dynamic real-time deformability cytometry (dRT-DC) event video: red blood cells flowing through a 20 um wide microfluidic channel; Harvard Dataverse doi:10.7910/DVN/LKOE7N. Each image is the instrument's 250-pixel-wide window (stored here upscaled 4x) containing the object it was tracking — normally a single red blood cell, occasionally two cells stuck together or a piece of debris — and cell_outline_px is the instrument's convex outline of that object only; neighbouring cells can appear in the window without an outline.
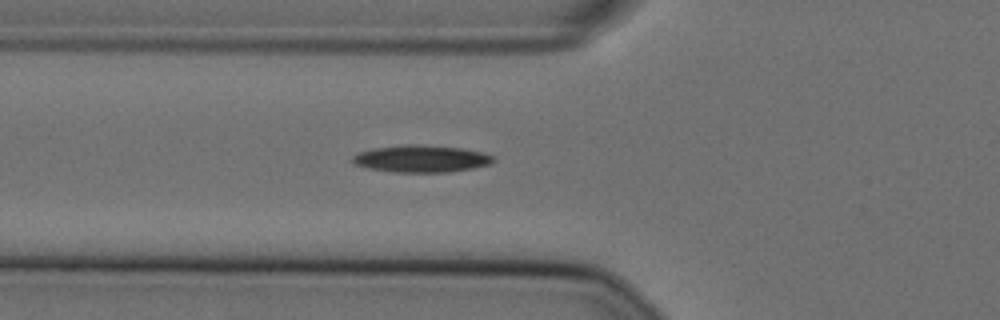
{"species": "Egyptian fruit bat (a non-hibernating species)", "species_latin": "Rousettus aegyptiacus", "temperature_condition": "cold", "stored_images_in_passage": 33, "camera_frame_rate_fps": 3000, "um_per_image_px": 0.085, "animal": {"sex": "female"}, "frame": {"image": 1, "passage_image": 2, "time_ms": 0.333, "image_size_px": [1000, 320], "cell_outline_px": [[496, 160], [492, 164], [472, 168], [448, 172], [392, 172], [368, 168], [356, 164], [352, 160], [352, 156], [360, 152], [376, 148], [404, 144], [420, 144], [464, 148], [484, 152], [492, 156]], "centroid_in_image_um": [35.86, 13.48], "position_along_channel_um": 89.9, "area_um2": 22.31}}
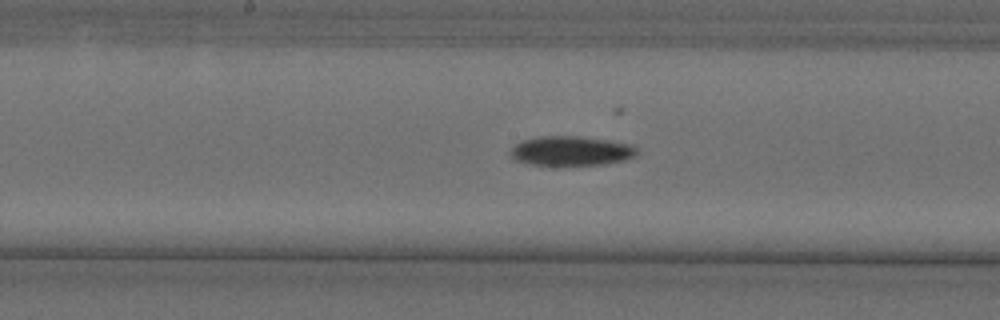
{"frame": {"image": 2, "passage_image": 11, "time_ms": 3.333, "image_size_px": [1000, 320], "cell_outline_px": [[636, 156], [624, 160], [604, 164], [560, 168], [532, 164], [516, 160], [508, 152], [520, 140], [540, 136], [580, 136], [608, 140], [632, 144], [636, 148]], "centroid_in_image_um": [48.52, 12.86], "position_along_channel_um": 199.7, "area_um2": 22.54}}
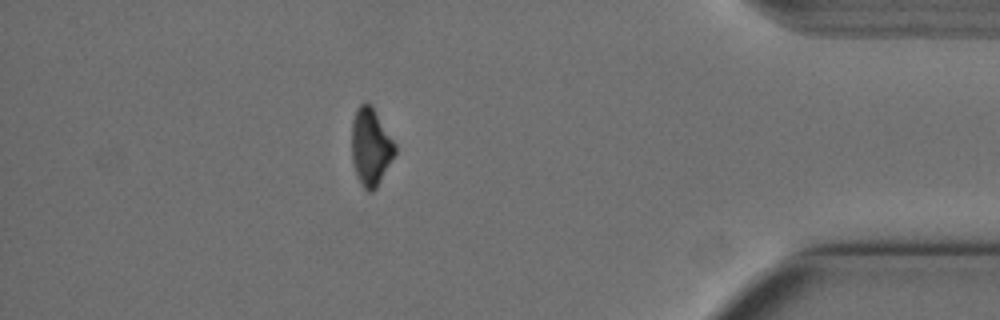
{"frame": {"image": 3, "passage_image": 31, "time_ms": 10.0, "image_size_px": [1000, 320], "cell_outline_px": [[396, 152], [376, 188], [372, 192], [368, 192], [360, 184], [356, 176], [352, 160], [352, 120], [356, 108], [364, 100], [372, 104], [396, 144]], "centroid_in_image_um": [31.5, 12.44], "position_along_channel_um": 403.7, "area_um2": 19.83}}